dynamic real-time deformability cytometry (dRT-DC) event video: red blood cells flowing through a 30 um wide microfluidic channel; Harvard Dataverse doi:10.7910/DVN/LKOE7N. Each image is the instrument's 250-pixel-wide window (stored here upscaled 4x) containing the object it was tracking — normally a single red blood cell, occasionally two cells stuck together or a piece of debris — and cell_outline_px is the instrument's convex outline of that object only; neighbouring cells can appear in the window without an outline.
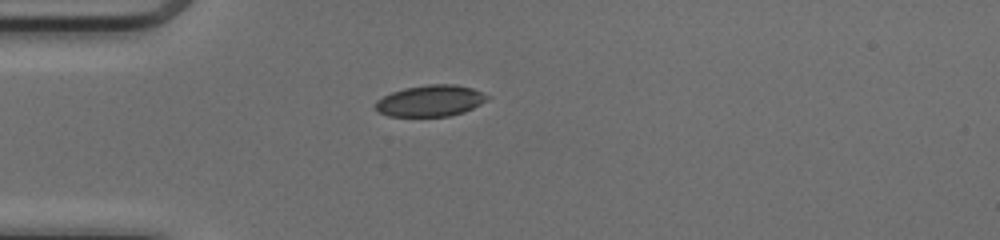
{"species": "common noctule bat (a hibernating species)", "species_latin": "Nyctalus noctula", "temperature_condition": "cold", "stored_images_in_passage": 37, "camera_frame_rate_fps": 3000, "um_per_image_px": 0.085, "animal": {"sex": "female", "body_mass_g": 17.0, "forearm_length_mm": 48.0}, "frame": {"image": 1, "passage_image": 1, "time_ms": 0.0, "image_size_px": [1000, 240], "cell_outline_px": [[492, 96], [488, 100], [464, 112], [448, 116], [388, 116], [380, 112], [376, 108], [376, 100], [392, 92], [404, 88], [428, 84], [452, 84], [472, 88]], "centroid_in_image_um": [36.62, 8.56], "position_along_channel_um": 48.4, "area_um2": 20.35}}
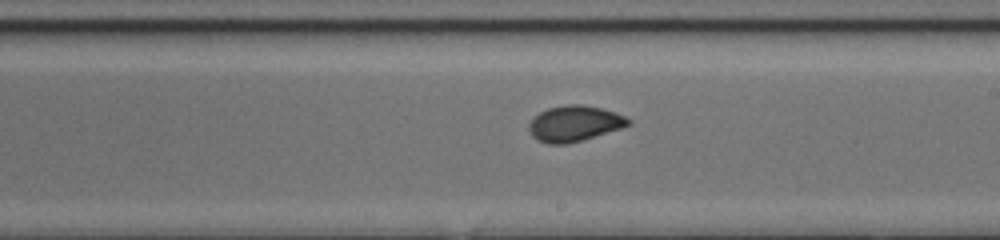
{"frame": {"image": 2, "passage_image": 16, "time_ms": 5.0, "image_size_px": [1000, 240], "cell_outline_px": [[632, 124], [620, 128], [568, 144], [548, 144], [536, 140], [532, 136], [528, 128], [528, 124], [540, 112], [548, 108], [568, 104], [580, 104], [600, 108], [616, 112], [632, 120]], "centroid_in_image_um": [48.82, 10.5], "position_along_channel_um": 240.2, "area_um2": 20.58}}
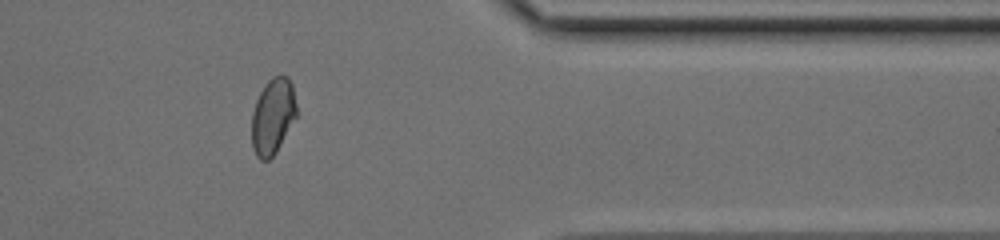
{"frame": {"image": 3, "passage_image": 28, "time_ms": 9.0, "image_size_px": [1000, 240], "cell_outline_px": [[296, 116], [276, 152], [268, 160], [260, 160], [256, 156], [252, 148], [252, 112], [256, 100], [264, 84], [272, 76], [288, 76], [292, 84], [296, 104]], "centroid_in_image_um": [23.17, 9.87], "position_along_channel_um": 388.2, "area_um2": 19.77}, "authors_computed_cell_mechanics": {"area_um2": 20.519, "velocity_mm_per_s": 4.1467, "shape_relaxation_time_tau1_ms": 3.3772, "shape_relaxation_time_tau2_ms": 0.9644, "deformation_change_tau1": 0.1295, "deformation_change_tau2": 0.0469}}